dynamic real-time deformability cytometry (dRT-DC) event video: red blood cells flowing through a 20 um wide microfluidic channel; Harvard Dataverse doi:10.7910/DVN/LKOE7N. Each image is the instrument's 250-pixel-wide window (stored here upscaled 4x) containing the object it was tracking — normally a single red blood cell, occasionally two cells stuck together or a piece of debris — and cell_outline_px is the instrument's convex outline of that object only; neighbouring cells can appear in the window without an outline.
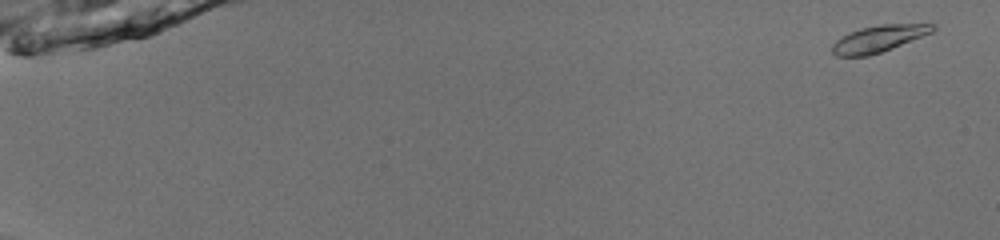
{"species": "common noctule bat (a hibernating species)", "species_latin": "Nyctalus noctula", "temperature_condition": "room temperature", "stored_images_in_passage": 54, "camera_frame_rate_fps": 3000, "um_per_image_px": 0.085, "animal": {"sex": "male", "body_mass_g": 13.0, "forearm_length_mm": 53.1}, "frame": {"image": 1, "passage_image": 2, "time_ms": 0.333, "image_size_px": [1000, 240], "cell_outline_px": [[936, 28], [932, 32], [892, 48], [868, 56], [836, 56], [832, 52], [832, 44], [836, 40], [848, 32], [860, 28], [880, 24], [936, 24]], "centroid_in_image_um": [74.66, 3.28], "position_along_channel_um": 10.3, "area_um2": 15.55}}
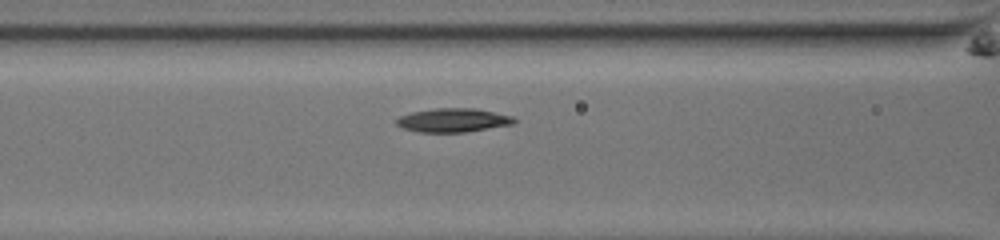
{"frame": {"image": 2, "passage_image": 25, "time_ms": 8.0, "image_size_px": [1000, 240], "cell_outline_px": [[516, 120], [512, 124], [464, 132], [420, 132], [404, 128], [396, 124], [396, 120], [400, 116], [412, 112], [436, 108], [476, 108], [512, 116]], "centroid_in_image_um": [38.5, 10.21], "position_along_channel_um": 128.1, "area_um2": 16.07}}
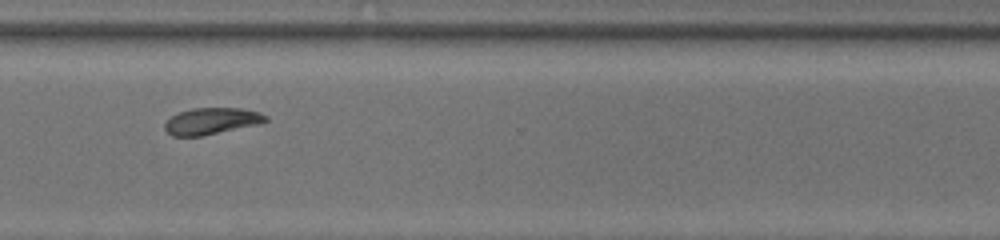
{"frame": {"image": 3, "passage_image": 42, "time_ms": 13.667, "image_size_px": [1000, 240], "cell_outline_px": [[268, 120], [260, 124], [200, 136], [172, 136], [164, 128], [164, 124], [172, 116], [180, 112], [192, 108], [240, 108], [260, 112], [268, 116]], "centroid_in_image_um": [18.01, 10.29], "position_along_channel_um": 352.6, "area_um2": 15.55}}